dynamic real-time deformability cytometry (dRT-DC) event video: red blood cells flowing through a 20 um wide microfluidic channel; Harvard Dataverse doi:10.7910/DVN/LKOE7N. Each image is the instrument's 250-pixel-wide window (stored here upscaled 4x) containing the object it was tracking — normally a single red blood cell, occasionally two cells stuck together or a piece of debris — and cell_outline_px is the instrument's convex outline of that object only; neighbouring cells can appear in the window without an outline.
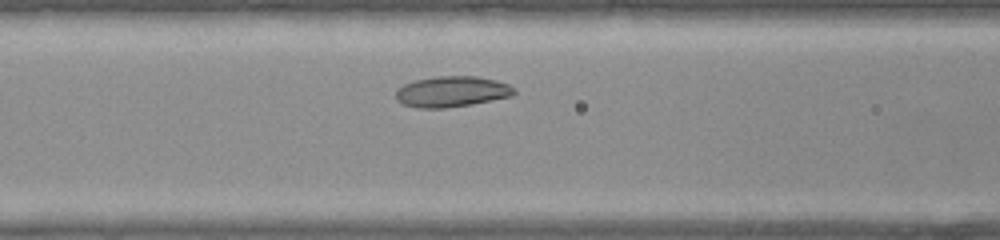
{"species": "common noctule bat (a hibernating species)", "species_latin": "Nyctalus noctula", "temperature_condition": "warm", "stored_images_in_passage": 12, "camera_frame_rate_fps": 3000, "um_per_image_px": 0.085, "animal": {"sex": "female", "body_mass_g": 22.0, "forearm_length_mm": 56.7}, "frame": {"image": 1, "passage_image": 4, "time_ms": 1.0, "image_size_px": [1000, 240], "cell_outline_px": [[516, 92], [512, 96], [472, 104], [444, 108], [416, 108], [404, 104], [396, 100], [396, 92], [404, 84], [416, 80], [436, 76], [476, 76], [496, 80], [508, 84], [516, 88]], "centroid_in_image_um": [38.43, 7.79], "position_along_channel_um": 128.2, "area_um2": 21.21}}
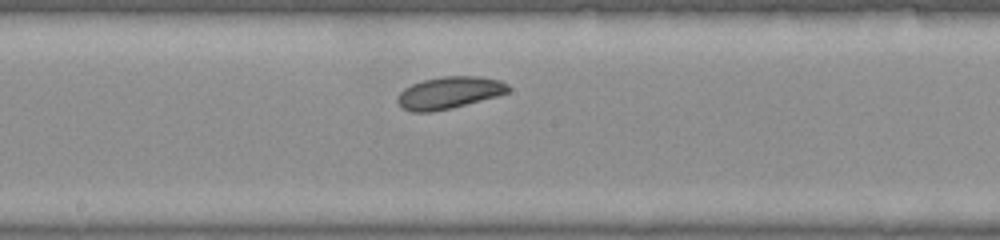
{"frame": {"image": 2, "passage_image": 9, "time_ms": 2.667, "image_size_px": [1000, 240], "cell_outline_px": [[512, 88], [508, 92], [496, 96], [452, 108], [432, 112], [412, 112], [400, 108], [396, 100], [396, 96], [404, 88], [412, 84], [424, 80], [444, 76], [480, 76], [500, 80], [508, 84]], "centroid_in_image_um": [38.16, 7.88], "position_along_channel_um": 210.0, "area_um2": 20.87}}
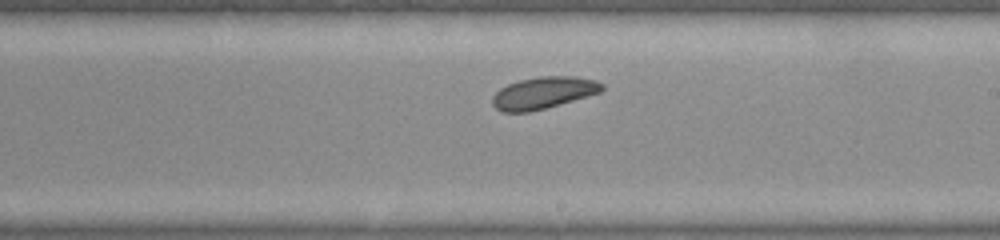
{"frame": {"image": 3, "passage_image": 11, "time_ms": 3.333, "image_size_px": [1000, 240], "cell_outline_px": [[604, 88], [600, 92], [544, 108], [528, 112], [500, 112], [492, 104], [492, 96], [500, 88], [508, 84], [520, 80], [540, 76], [576, 76], [596, 80], [604, 84]], "centroid_in_image_um": [46.17, 7.88], "position_along_channel_um": 242.8, "area_um2": 20.23}}